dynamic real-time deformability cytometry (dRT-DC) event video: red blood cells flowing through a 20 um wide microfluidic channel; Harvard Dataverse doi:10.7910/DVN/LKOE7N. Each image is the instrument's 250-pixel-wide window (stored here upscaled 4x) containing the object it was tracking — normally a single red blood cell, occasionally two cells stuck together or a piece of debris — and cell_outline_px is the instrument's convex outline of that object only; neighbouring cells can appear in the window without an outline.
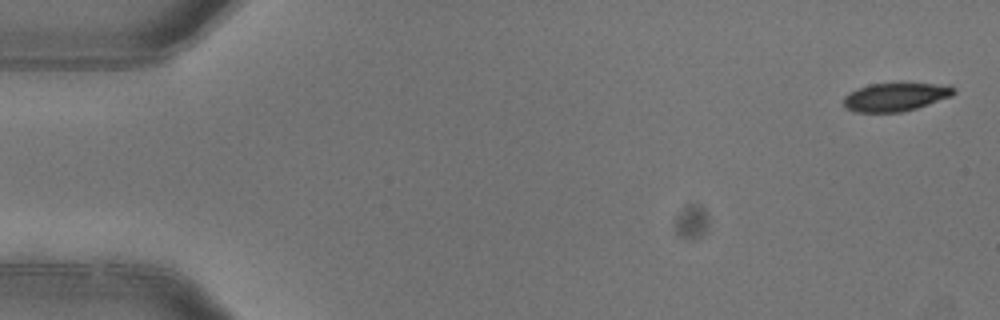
{"species": "common noctule bat (a hibernating species)", "species_latin": "Nyctalus noctula", "temperature_condition": "warm", "stored_images_in_passage": 6, "segment_of_instrument_passage": [1, 2], "camera_frame_rate_fps": 3000, "um_per_image_px": 0.085, "animal": {"sex": "female"}, "frame": {"image": 1, "passage_image": 1, "time_ms": 0.0, "image_size_px": [1000, 320], "cell_outline_px": [[956, 92], [952, 96], [916, 108], [900, 112], [856, 112], [844, 108], [844, 96], [848, 92], [856, 88], [872, 84], [948, 84], [956, 88]], "centroid_in_image_um": [76.11, 8.24], "position_along_channel_um": 8.9, "area_um2": 18.15}}
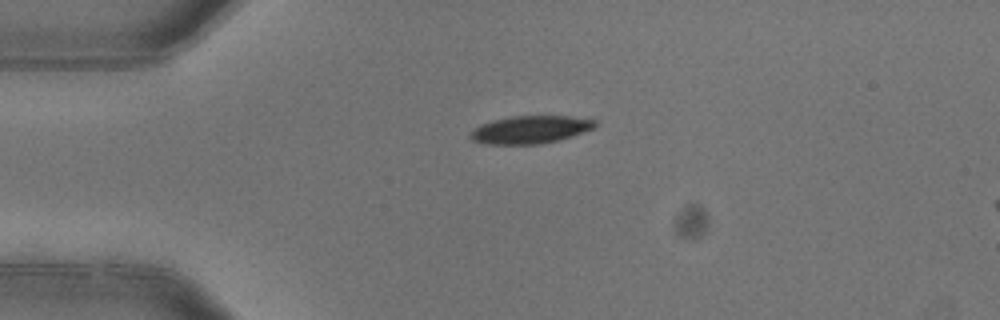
{"frame": {"image": 2, "passage_image": 4, "time_ms": 1.0, "image_size_px": [1000, 320], "cell_outline_px": [[596, 128], [560, 140], [540, 144], [484, 144], [472, 140], [468, 136], [480, 124], [492, 120], [512, 116], [568, 116], [596, 120]], "centroid_in_image_um": [45.09, 11.02], "position_along_channel_um": 39.9, "area_um2": 20.23}}